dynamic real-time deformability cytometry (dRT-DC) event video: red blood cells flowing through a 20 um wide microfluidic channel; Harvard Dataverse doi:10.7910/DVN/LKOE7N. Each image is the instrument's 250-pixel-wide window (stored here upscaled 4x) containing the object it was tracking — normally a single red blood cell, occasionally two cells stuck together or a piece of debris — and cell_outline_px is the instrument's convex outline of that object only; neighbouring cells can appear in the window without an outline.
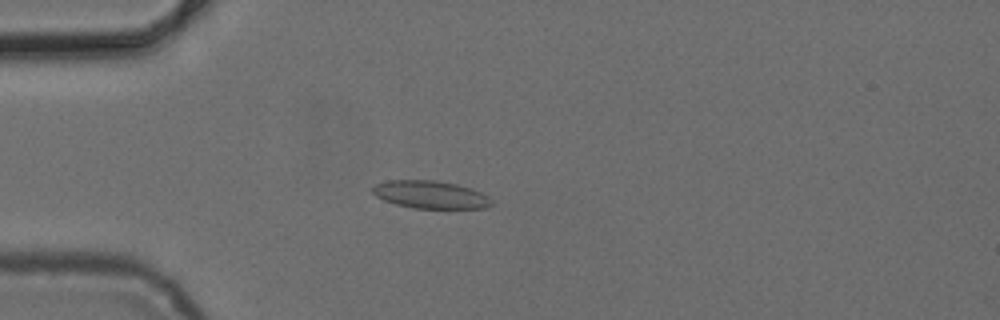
{"species": "common noctule bat (a hibernating species)", "species_latin": "Nyctalus noctula", "temperature_condition": "cold", "stored_images_in_passage": 4, "camera_frame_rate_fps": 3000, "um_per_image_px": 0.085, "animal": {"sex": "female", "body_mass_g": 24.6, "forearm_length_mm": 56.2}, "frame": {"image": 1, "passage_image": 4, "time_ms": 3.333, "image_size_px": [1000, 320], "cell_outline_px": [[492, 204], [484, 208], [412, 208], [396, 204], [384, 200], [376, 196], [372, 192], [372, 188], [376, 184], [388, 180], [436, 180], [456, 184], [480, 192], [488, 196], [492, 200]], "centroid_in_image_um": [36.57, 16.54], "position_along_channel_um": 48.4, "area_um2": 19.07}}